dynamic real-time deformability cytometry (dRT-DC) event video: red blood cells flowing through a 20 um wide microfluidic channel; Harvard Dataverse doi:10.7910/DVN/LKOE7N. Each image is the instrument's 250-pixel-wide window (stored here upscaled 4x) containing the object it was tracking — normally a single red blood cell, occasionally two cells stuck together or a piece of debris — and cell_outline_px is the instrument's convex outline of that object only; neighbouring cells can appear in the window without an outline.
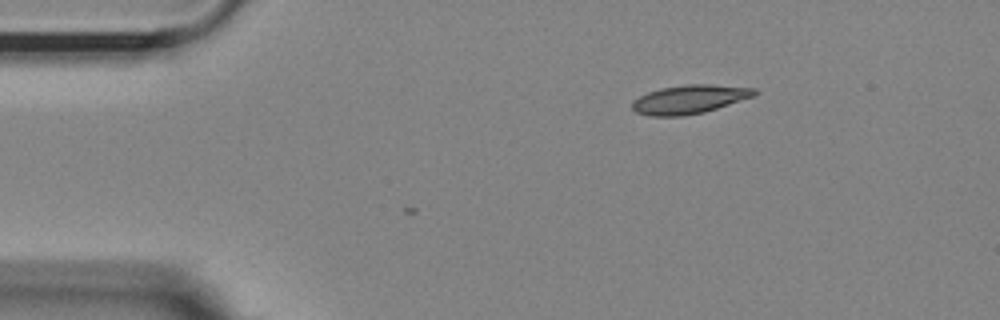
{"species": "Egyptian fruit bat (a non-hibernating species)", "species_latin": "Rousettus aegyptiacus", "temperature_condition": "room temperature", "stored_images_in_passage": 7, "camera_frame_rate_fps": 3000, "um_per_image_px": 0.085, "animal": {"sex": "female"}, "frame": {"image": 1, "passage_image": 7, "time_ms": 2.0, "image_size_px": [1000, 320], "cell_outline_px": [[760, 92], [756, 96], [704, 112], [684, 116], [648, 116], [636, 112], [632, 108], [632, 100], [648, 92], [660, 88], [684, 84], [708, 84], [756, 88]], "centroid_in_image_um": [58.63, 8.44], "position_along_channel_um": 26.4, "area_um2": 20.69}}